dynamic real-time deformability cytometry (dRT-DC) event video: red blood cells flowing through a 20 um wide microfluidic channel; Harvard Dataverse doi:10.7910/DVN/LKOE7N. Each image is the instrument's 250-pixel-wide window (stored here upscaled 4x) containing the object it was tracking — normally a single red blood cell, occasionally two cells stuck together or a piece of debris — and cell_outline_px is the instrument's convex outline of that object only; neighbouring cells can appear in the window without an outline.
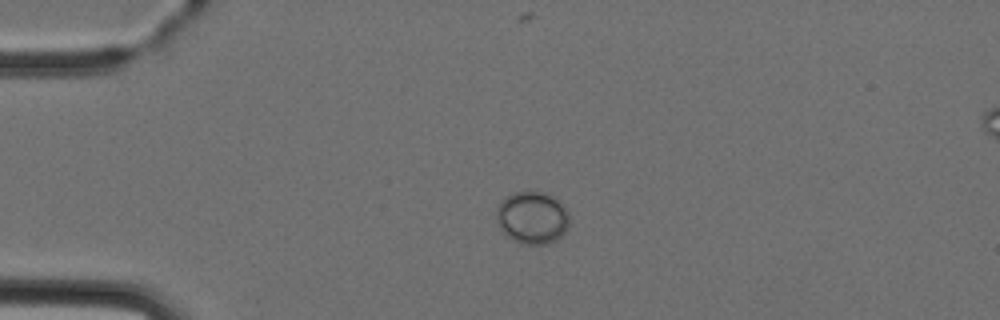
{"species": "Egyptian fruit bat (a non-hibernating species)", "species_latin": "Rousettus aegyptiacus", "temperature_condition": "cold", "stored_images_in_passage": 4, "camera_frame_rate_fps": 3000, "um_per_image_px": 0.085, "animal": {"sex": "female"}, "frame": {"image": 1, "passage_image": 3, "time_ms": 2.333, "image_size_px": [1000, 320], "cell_outline_px": [[568, 228], [556, 240], [548, 244], [520, 244], [504, 236], [500, 228], [496, 216], [496, 208], [500, 200], [516, 192], [544, 192], [552, 196], [568, 212]], "centroid_in_image_um": [45.2, 18.53], "position_along_channel_um": 39.8, "area_um2": 22.31}}